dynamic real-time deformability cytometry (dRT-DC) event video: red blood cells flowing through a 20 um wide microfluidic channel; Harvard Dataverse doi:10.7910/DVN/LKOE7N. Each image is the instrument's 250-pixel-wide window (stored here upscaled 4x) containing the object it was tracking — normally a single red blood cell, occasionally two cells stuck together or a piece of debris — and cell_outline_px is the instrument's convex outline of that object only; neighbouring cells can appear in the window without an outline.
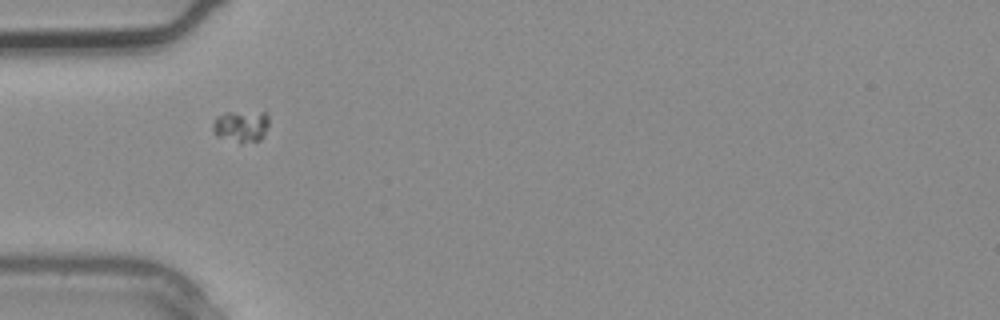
{"species": "common noctule bat (a hibernating species)", "species_latin": "Nyctalus noctula", "temperature_condition": "warm", "stored_images_in_passage": 2, "camera_frame_rate_fps": 3000, "um_per_image_px": 0.085, "animal": {"sex": "male", "body_mass_g": 20.4}, "frame": {"image": 1, "passage_image": 2, "time_ms": 0.333, "image_size_px": [1000, 320], "cell_outline_px": [[268, 124], [264, 136], [260, 140], [240, 144], [216, 136], [212, 128], [212, 124], [216, 116], [228, 112], [268, 112]], "centroid_in_image_um": [20.49, 10.74], "position_along_channel_um": 64.5, "area_um2": 10.64}}